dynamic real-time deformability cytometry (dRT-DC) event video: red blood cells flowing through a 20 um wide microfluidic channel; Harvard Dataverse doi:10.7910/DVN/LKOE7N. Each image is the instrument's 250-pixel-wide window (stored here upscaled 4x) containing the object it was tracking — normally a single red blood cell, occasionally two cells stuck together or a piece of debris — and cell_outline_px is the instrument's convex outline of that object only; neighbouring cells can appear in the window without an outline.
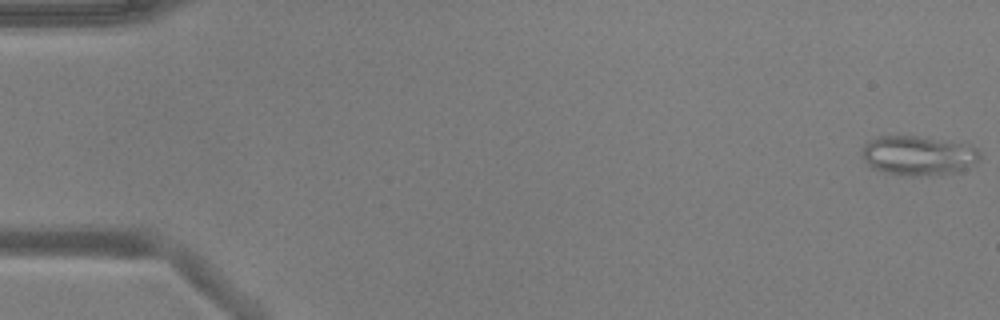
{"species": "common noctule bat (a hibernating species)", "species_latin": "Nyctalus noctula", "temperature_condition": "warm", "stored_images_in_passage": 6, "camera_frame_rate_fps": 3000, "um_per_image_px": 0.085, "animal": {"sex": "male", "body_mass_g": 17.9, "forearm_length_mm": 54.2}, "frame": {"image": 1, "passage_image": 1, "time_ms": 0.0, "image_size_px": [1000, 320], "cell_outline_px": [[980, 156], [972, 164], [960, 172], [916, 176], [912, 176], [888, 172], [872, 168], [860, 152], [864, 144], [880, 136], [916, 136], [960, 144], [976, 148], [980, 152]], "centroid_in_image_um": [78.02, 13.23], "position_along_channel_um": 7.0, "area_um2": 26.36}}